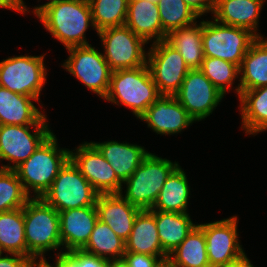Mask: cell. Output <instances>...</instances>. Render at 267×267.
Here are the masks:
<instances>
[{"instance_id": "1", "label": "cell", "mask_w": 267, "mask_h": 267, "mask_svg": "<svg viewBox=\"0 0 267 267\" xmlns=\"http://www.w3.org/2000/svg\"><path fill=\"white\" fill-rule=\"evenodd\" d=\"M37 18L66 49L90 45L85 33L90 26L95 28L89 0H60L45 8Z\"/></svg>"}, {"instance_id": "2", "label": "cell", "mask_w": 267, "mask_h": 267, "mask_svg": "<svg viewBox=\"0 0 267 267\" xmlns=\"http://www.w3.org/2000/svg\"><path fill=\"white\" fill-rule=\"evenodd\" d=\"M58 145L56 135L52 132L27 160L14 169L30 197H42L70 160V149H60Z\"/></svg>"}, {"instance_id": "3", "label": "cell", "mask_w": 267, "mask_h": 267, "mask_svg": "<svg viewBox=\"0 0 267 267\" xmlns=\"http://www.w3.org/2000/svg\"><path fill=\"white\" fill-rule=\"evenodd\" d=\"M27 257L45 258L48 251L61 254L59 212L41 197H31L23 207Z\"/></svg>"}, {"instance_id": "4", "label": "cell", "mask_w": 267, "mask_h": 267, "mask_svg": "<svg viewBox=\"0 0 267 267\" xmlns=\"http://www.w3.org/2000/svg\"><path fill=\"white\" fill-rule=\"evenodd\" d=\"M148 65L112 71L104 100L130 108L139 119L160 97Z\"/></svg>"}, {"instance_id": "5", "label": "cell", "mask_w": 267, "mask_h": 267, "mask_svg": "<svg viewBox=\"0 0 267 267\" xmlns=\"http://www.w3.org/2000/svg\"><path fill=\"white\" fill-rule=\"evenodd\" d=\"M179 165L166 158L150 153L133 174L123 183L126 190L121 196L141 210H150L155 204L167 177Z\"/></svg>"}, {"instance_id": "6", "label": "cell", "mask_w": 267, "mask_h": 267, "mask_svg": "<svg viewBox=\"0 0 267 267\" xmlns=\"http://www.w3.org/2000/svg\"><path fill=\"white\" fill-rule=\"evenodd\" d=\"M212 20L203 19L204 57L219 58L240 68L246 52L258 37L248 29Z\"/></svg>"}, {"instance_id": "7", "label": "cell", "mask_w": 267, "mask_h": 267, "mask_svg": "<svg viewBox=\"0 0 267 267\" xmlns=\"http://www.w3.org/2000/svg\"><path fill=\"white\" fill-rule=\"evenodd\" d=\"M99 193L69 160L58 172L50 188L41 197L58 212L96 206Z\"/></svg>"}, {"instance_id": "8", "label": "cell", "mask_w": 267, "mask_h": 267, "mask_svg": "<svg viewBox=\"0 0 267 267\" xmlns=\"http://www.w3.org/2000/svg\"><path fill=\"white\" fill-rule=\"evenodd\" d=\"M43 55H19L0 62V86L20 95L36 98L46 83L47 69Z\"/></svg>"}, {"instance_id": "9", "label": "cell", "mask_w": 267, "mask_h": 267, "mask_svg": "<svg viewBox=\"0 0 267 267\" xmlns=\"http://www.w3.org/2000/svg\"><path fill=\"white\" fill-rule=\"evenodd\" d=\"M97 35L104 47L102 55L112 71L147 65L148 51L144 48L148 43L126 25L102 29Z\"/></svg>"}, {"instance_id": "10", "label": "cell", "mask_w": 267, "mask_h": 267, "mask_svg": "<svg viewBox=\"0 0 267 267\" xmlns=\"http://www.w3.org/2000/svg\"><path fill=\"white\" fill-rule=\"evenodd\" d=\"M69 53L62 67L83 83L87 89L102 99L107 95L112 70L102 55L92 45L74 46L66 49Z\"/></svg>"}, {"instance_id": "11", "label": "cell", "mask_w": 267, "mask_h": 267, "mask_svg": "<svg viewBox=\"0 0 267 267\" xmlns=\"http://www.w3.org/2000/svg\"><path fill=\"white\" fill-rule=\"evenodd\" d=\"M197 225L203 230L206 238L210 267H227L246 256L239 241L236 215L219 221L197 223Z\"/></svg>"}, {"instance_id": "12", "label": "cell", "mask_w": 267, "mask_h": 267, "mask_svg": "<svg viewBox=\"0 0 267 267\" xmlns=\"http://www.w3.org/2000/svg\"><path fill=\"white\" fill-rule=\"evenodd\" d=\"M147 54V65L160 95L174 96L190 68L180 53L166 40L152 43Z\"/></svg>"}, {"instance_id": "13", "label": "cell", "mask_w": 267, "mask_h": 267, "mask_svg": "<svg viewBox=\"0 0 267 267\" xmlns=\"http://www.w3.org/2000/svg\"><path fill=\"white\" fill-rule=\"evenodd\" d=\"M31 128L32 130L31 132ZM52 133L49 125H0V169H15ZM11 163L13 165H11Z\"/></svg>"}, {"instance_id": "14", "label": "cell", "mask_w": 267, "mask_h": 267, "mask_svg": "<svg viewBox=\"0 0 267 267\" xmlns=\"http://www.w3.org/2000/svg\"><path fill=\"white\" fill-rule=\"evenodd\" d=\"M189 116L199 122L209 117L223 95L200 69H190L179 91L174 95Z\"/></svg>"}, {"instance_id": "15", "label": "cell", "mask_w": 267, "mask_h": 267, "mask_svg": "<svg viewBox=\"0 0 267 267\" xmlns=\"http://www.w3.org/2000/svg\"><path fill=\"white\" fill-rule=\"evenodd\" d=\"M70 160L99 194L121 193L123 183L110 163L91 143L83 142L70 150Z\"/></svg>"}, {"instance_id": "16", "label": "cell", "mask_w": 267, "mask_h": 267, "mask_svg": "<svg viewBox=\"0 0 267 267\" xmlns=\"http://www.w3.org/2000/svg\"><path fill=\"white\" fill-rule=\"evenodd\" d=\"M139 119L161 136L181 133L195 122L175 96L167 95H161Z\"/></svg>"}, {"instance_id": "17", "label": "cell", "mask_w": 267, "mask_h": 267, "mask_svg": "<svg viewBox=\"0 0 267 267\" xmlns=\"http://www.w3.org/2000/svg\"><path fill=\"white\" fill-rule=\"evenodd\" d=\"M60 239L63 252L82 249L88 242L98 220L96 206L59 212Z\"/></svg>"}, {"instance_id": "18", "label": "cell", "mask_w": 267, "mask_h": 267, "mask_svg": "<svg viewBox=\"0 0 267 267\" xmlns=\"http://www.w3.org/2000/svg\"><path fill=\"white\" fill-rule=\"evenodd\" d=\"M98 219L106 223L122 240H128L133 223L141 211L120 193L99 194L96 200Z\"/></svg>"}, {"instance_id": "19", "label": "cell", "mask_w": 267, "mask_h": 267, "mask_svg": "<svg viewBox=\"0 0 267 267\" xmlns=\"http://www.w3.org/2000/svg\"><path fill=\"white\" fill-rule=\"evenodd\" d=\"M265 0H214L212 17L214 20L234 27L250 30L257 37L261 9Z\"/></svg>"}, {"instance_id": "20", "label": "cell", "mask_w": 267, "mask_h": 267, "mask_svg": "<svg viewBox=\"0 0 267 267\" xmlns=\"http://www.w3.org/2000/svg\"><path fill=\"white\" fill-rule=\"evenodd\" d=\"M33 100L38 101L0 86V125H49Z\"/></svg>"}, {"instance_id": "21", "label": "cell", "mask_w": 267, "mask_h": 267, "mask_svg": "<svg viewBox=\"0 0 267 267\" xmlns=\"http://www.w3.org/2000/svg\"><path fill=\"white\" fill-rule=\"evenodd\" d=\"M125 25L148 44L167 37L162 29L157 3L148 0H129Z\"/></svg>"}, {"instance_id": "22", "label": "cell", "mask_w": 267, "mask_h": 267, "mask_svg": "<svg viewBox=\"0 0 267 267\" xmlns=\"http://www.w3.org/2000/svg\"><path fill=\"white\" fill-rule=\"evenodd\" d=\"M110 163L117 178L124 183L149 152L141 145L118 141L91 142Z\"/></svg>"}, {"instance_id": "23", "label": "cell", "mask_w": 267, "mask_h": 267, "mask_svg": "<svg viewBox=\"0 0 267 267\" xmlns=\"http://www.w3.org/2000/svg\"><path fill=\"white\" fill-rule=\"evenodd\" d=\"M240 78L235 93L267 85V38L258 37L246 52L240 66Z\"/></svg>"}, {"instance_id": "24", "label": "cell", "mask_w": 267, "mask_h": 267, "mask_svg": "<svg viewBox=\"0 0 267 267\" xmlns=\"http://www.w3.org/2000/svg\"><path fill=\"white\" fill-rule=\"evenodd\" d=\"M126 252L142 253L153 256H167L158 236L155 210H141L136 216L132 231L125 242Z\"/></svg>"}, {"instance_id": "25", "label": "cell", "mask_w": 267, "mask_h": 267, "mask_svg": "<svg viewBox=\"0 0 267 267\" xmlns=\"http://www.w3.org/2000/svg\"><path fill=\"white\" fill-rule=\"evenodd\" d=\"M190 192L187 175L184 169L178 165L167 177L155 204L150 210L188 213Z\"/></svg>"}, {"instance_id": "26", "label": "cell", "mask_w": 267, "mask_h": 267, "mask_svg": "<svg viewBox=\"0 0 267 267\" xmlns=\"http://www.w3.org/2000/svg\"><path fill=\"white\" fill-rule=\"evenodd\" d=\"M242 129L248 135L267 130V85L243 91L238 99Z\"/></svg>"}, {"instance_id": "27", "label": "cell", "mask_w": 267, "mask_h": 267, "mask_svg": "<svg viewBox=\"0 0 267 267\" xmlns=\"http://www.w3.org/2000/svg\"><path fill=\"white\" fill-rule=\"evenodd\" d=\"M158 236L163 252L168 256L197 225L189 213L163 212L155 210Z\"/></svg>"}, {"instance_id": "28", "label": "cell", "mask_w": 267, "mask_h": 267, "mask_svg": "<svg viewBox=\"0 0 267 267\" xmlns=\"http://www.w3.org/2000/svg\"><path fill=\"white\" fill-rule=\"evenodd\" d=\"M203 21L171 31L166 41L183 57L190 69H200L203 59Z\"/></svg>"}, {"instance_id": "29", "label": "cell", "mask_w": 267, "mask_h": 267, "mask_svg": "<svg viewBox=\"0 0 267 267\" xmlns=\"http://www.w3.org/2000/svg\"><path fill=\"white\" fill-rule=\"evenodd\" d=\"M166 262L171 267H210L203 230L196 225Z\"/></svg>"}, {"instance_id": "30", "label": "cell", "mask_w": 267, "mask_h": 267, "mask_svg": "<svg viewBox=\"0 0 267 267\" xmlns=\"http://www.w3.org/2000/svg\"><path fill=\"white\" fill-rule=\"evenodd\" d=\"M82 250L109 261L123 258L126 244L106 223L98 219Z\"/></svg>"}, {"instance_id": "31", "label": "cell", "mask_w": 267, "mask_h": 267, "mask_svg": "<svg viewBox=\"0 0 267 267\" xmlns=\"http://www.w3.org/2000/svg\"><path fill=\"white\" fill-rule=\"evenodd\" d=\"M0 248L27 257L23 207L0 213Z\"/></svg>"}, {"instance_id": "32", "label": "cell", "mask_w": 267, "mask_h": 267, "mask_svg": "<svg viewBox=\"0 0 267 267\" xmlns=\"http://www.w3.org/2000/svg\"><path fill=\"white\" fill-rule=\"evenodd\" d=\"M96 32L125 25L129 0H89Z\"/></svg>"}, {"instance_id": "33", "label": "cell", "mask_w": 267, "mask_h": 267, "mask_svg": "<svg viewBox=\"0 0 267 267\" xmlns=\"http://www.w3.org/2000/svg\"><path fill=\"white\" fill-rule=\"evenodd\" d=\"M157 5L162 29L167 35L201 18L184 0H159Z\"/></svg>"}, {"instance_id": "34", "label": "cell", "mask_w": 267, "mask_h": 267, "mask_svg": "<svg viewBox=\"0 0 267 267\" xmlns=\"http://www.w3.org/2000/svg\"><path fill=\"white\" fill-rule=\"evenodd\" d=\"M30 198L15 170L0 169V213L24 207Z\"/></svg>"}, {"instance_id": "35", "label": "cell", "mask_w": 267, "mask_h": 267, "mask_svg": "<svg viewBox=\"0 0 267 267\" xmlns=\"http://www.w3.org/2000/svg\"><path fill=\"white\" fill-rule=\"evenodd\" d=\"M200 70L223 95L230 92L235 79L240 78L237 65L219 58L204 57Z\"/></svg>"}, {"instance_id": "36", "label": "cell", "mask_w": 267, "mask_h": 267, "mask_svg": "<svg viewBox=\"0 0 267 267\" xmlns=\"http://www.w3.org/2000/svg\"><path fill=\"white\" fill-rule=\"evenodd\" d=\"M125 261L129 267H160L167 261L168 256H153L142 253L126 252Z\"/></svg>"}, {"instance_id": "37", "label": "cell", "mask_w": 267, "mask_h": 267, "mask_svg": "<svg viewBox=\"0 0 267 267\" xmlns=\"http://www.w3.org/2000/svg\"><path fill=\"white\" fill-rule=\"evenodd\" d=\"M80 267H108V260L88 253L82 249L67 252Z\"/></svg>"}, {"instance_id": "38", "label": "cell", "mask_w": 267, "mask_h": 267, "mask_svg": "<svg viewBox=\"0 0 267 267\" xmlns=\"http://www.w3.org/2000/svg\"><path fill=\"white\" fill-rule=\"evenodd\" d=\"M6 255V256H5ZM0 257V267H30L33 258L16 253H5Z\"/></svg>"}, {"instance_id": "39", "label": "cell", "mask_w": 267, "mask_h": 267, "mask_svg": "<svg viewBox=\"0 0 267 267\" xmlns=\"http://www.w3.org/2000/svg\"><path fill=\"white\" fill-rule=\"evenodd\" d=\"M200 17L213 12L214 0H184Z\"/></svg>"}, {"instance_id": "40", "label": "cell", "mask_w": 267, "mask_h": 267, "mask_svg": "<svg viewBox=\"0 0 267 267\" xmlns=\"http://www.w3.org/2000/svg\"><path fill=\"white\" fill-rule=\"evenodd\" d=\"M23 0H0V8L10 9L21 14L30 13Z\"/></svg>"}, {"instance_id": "41", "label": "cell", "mask_w": 267, "mask_h": 267, "mask_svg": "<svg viewBox=\"0 0 267 267\" xmlns=\"http://www.w3.org/2000/svg\"><path fill=\"white\" fill-rule=\"evenodd\" d=\"M55 257V260L60 267H80V265L67 252L55 255Z\"/></svg>"}, {"instance_id": "42", "label": "cell", "mask_w": 267, "mask_h": 267, "mask_svg": "<svg viewBox=\"0 0 267 267\" xmlns=\"http://www.w3.org/2000/svg\"><path fill=\"white\" fill-rule=\"evenodd\" d=\"M30 267H60V266L56 261H55V266H54V264L51 265L46 260V257H45V258H33L31 261Z\"/></svg>"}, {"instance_id": "43", "label": "cell", "mask_w": 267, "mask_h": 267, "mask_svg": "<svg viewBox=\"0 0 267 267\" xmlns=\"http://www.w3.org/2000/svg\"><path fill=\"white\" fill-rule=\"evenodd\" d=\"M227 267H254L247 255L236 263H233Z\"/></svg>"}, {"instance_id": "44", "label": "cell", "mask_w": 267, "mask_h": 267, "mask_svg": "<svg viewBox=\"0 0 267 267\" xmlns=\"http://www.w3.org/2000/svg\"><path fill=\"white\" fill-rule=\"evenodd\" d=\"M58 1H60V0H50V1L46 2L45 4H43V5H38V6L33 8L32 13L35 16H38L45 8H47L48 6H50L52 4L57 3Z\"/></svg>"}, {"instance_id": "45", "label": "cell", "mask_w": 267, "mask_h": 267, "mask_svg": "<svg viewBox=\"0 0 267 267\" xmlns=\"http://www.w3.org/2000/svg\"><path fill=\"white\" fill-rule=\"evenodd\" d=\"M108 267H129V265L124 258H121V259L109 260Z\"/></svg>"}, {"instance_id": "46", "label": "cell", "mask_w": 267, "mask_h": 267, "mask_svg": "<svg viewBox=\"0 0 267 267\" xmlns=\"http://www.w3.org/2000/svg\"><path fill=\"white\" fill-rule=\"evenodd\" d=\"M160 267H171L167 262H164Z\"/></svg>"}, {"instance_id": "47", "label": "cell", "mask_w": 267, "mask_h": 267, "mask_svg": "<svg viewBox=\"0 0 267 267\" xmlns=\"http://www.w3.org/2000/svg\"><path fill=\"white\" fill-rule=\"evenodd\" d=\"M148 1H150L152 3H158L159 0H148Z\"/></svg>"}, {"instance_id": "48", "label": "cell", "mask_w": 267, "mask_h": 267, "mask_svg": "<svg viewBox=\"0 0 267 267\" xmlns=\"http://www.w3.org/2000/svg\"><path fill=\"white\" fill-rule=\"evenodd\" d=\"M3 253H4V252H3V251L1 250V248H0V257H1V255H3Z\"/></svg>"}]
</instances>
